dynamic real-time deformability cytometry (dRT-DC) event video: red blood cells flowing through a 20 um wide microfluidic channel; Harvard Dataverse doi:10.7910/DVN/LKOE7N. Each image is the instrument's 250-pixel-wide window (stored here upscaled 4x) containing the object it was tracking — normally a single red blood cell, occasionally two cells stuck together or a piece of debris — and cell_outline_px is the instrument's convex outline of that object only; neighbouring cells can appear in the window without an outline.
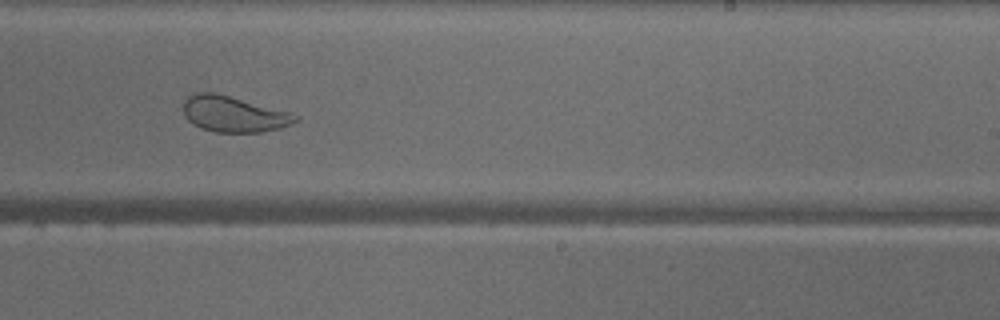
{"species": "common noctule bat (a hibernating species)", "species_latin": "Nyctalus noctula", "temperature_condition": "warm", "stored_images_in_passage": 32, "camera_frame_rate_fps": 3000, "um_per_image_px": 0.085, "animal": {"sex": "male", "body_mass_g": 18.8}, "frame": {"image": 1, "passage_image": 19, "time_ms": 6.0, "image_size_px": [1000, 320], "cell_outline_px": [[300, 120], [292, 124], [280, 128], [260, 132], [216, 132], [192, 124], [184, 116], [184, 100], [188, 96], [196, 92], [212, 92], [292, 112], [300, 116]], "centroid_in_image_um": [19.9, 9.7], "position_along_channel_um": 269.1, "area_um2": 23.41}, "authors_computed_cell_mechanics": {"area_um2": 26.299, "velocity_mm_per_s": 4.1178, "shape_relaxation_time_tau1_ms": null, "shape_relaxation_time_tau2_ms": 0.7019, "deformation_change_tau1": null, "deformation_change_tau2": 0.0698}}